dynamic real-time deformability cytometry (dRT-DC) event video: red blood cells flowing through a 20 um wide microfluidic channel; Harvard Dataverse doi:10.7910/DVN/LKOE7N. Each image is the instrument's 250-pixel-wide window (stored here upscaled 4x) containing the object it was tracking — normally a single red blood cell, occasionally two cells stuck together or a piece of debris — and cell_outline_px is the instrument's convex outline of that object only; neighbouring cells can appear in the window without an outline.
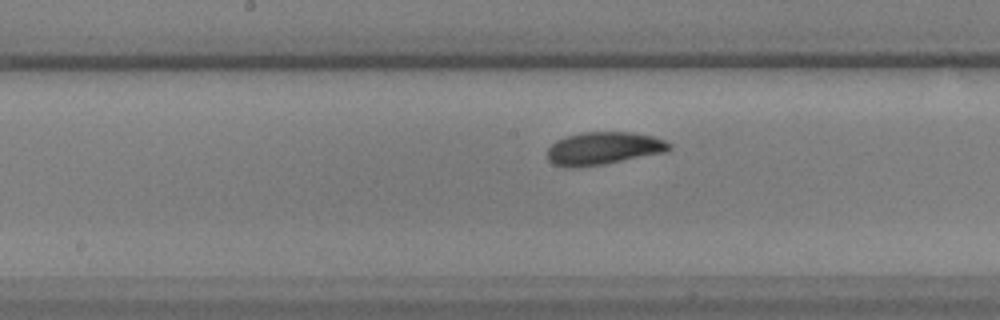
{"species": "common noctule bat (a hibernating species)", "species_latin": "Nyctalus noctula", "temperature_condition": "warm", "stored_images_in_passage": 36, "camera_frame_rate_fps": 3000, "um_per_image_px": 0.085, "animal": {"sex": "male", "body_mass_g": 17.9, "forearm_length_mm": 54.2}, "frame": {"image": 1, "passage_image": 14, "time_ms": 4.333, "image_size_px": [1000, 320], "cell_outline_px": [[672, 148], [668, 152], [604, 164], [580, 168], [564, 168], [552, 164], [548, 160], [548, 148], [556, 140], [568, 136], [584, 132], [632, 132], [652, 136], [664, 140], [672, 144]], "centroid_in_image_um": [51.3, 12.63], "position_along_channel_um": 196.9, "area_um2": 23.58}}
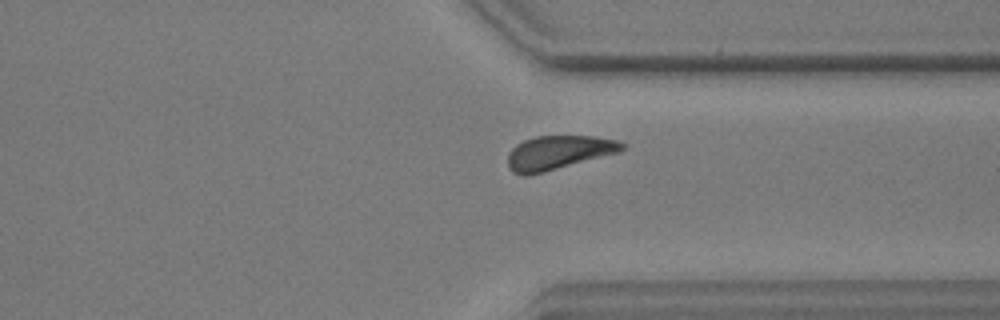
{"frame": {"image": 2, "passage_image": 26, "time_ms": 8.333, "image_size_px": [1000, 320], "cell_outline_px": [[628, 144], [620, 152], [544, 172], [528, 176], [524, 176], [512, 172], [508, 168], [508, 152], [516, 144], [524, 140], [536, 136], [596, 136], [620, 140]], "centroid_in_image_um": [47.48, 12.96], "position_along_channel_um": 363.9, "area_um2": 22.89}}
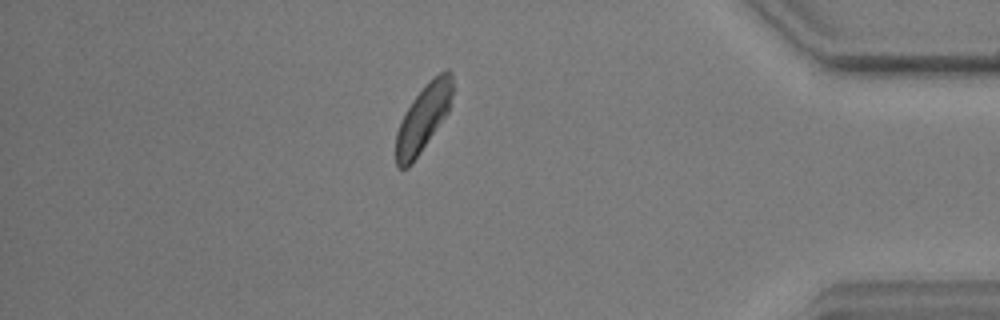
{"frame": {"image": 3, "passage_image": 31, "time_ms": 10.0, "image_size_px": [1000, 320], "cell_outline_px": [[452, 96], [448, 112], [412, 164], [408, 168], [400, 168], [396, 164], [396, 132], [400, 120], [404, 112], [412, 100], [428, 80], [440, 72], [448, 68], [452, 72]], "centroid_in_image_um": [35.96, 10.01], "position_along_channel_um": 399.2, "area_um2": 22.02}}